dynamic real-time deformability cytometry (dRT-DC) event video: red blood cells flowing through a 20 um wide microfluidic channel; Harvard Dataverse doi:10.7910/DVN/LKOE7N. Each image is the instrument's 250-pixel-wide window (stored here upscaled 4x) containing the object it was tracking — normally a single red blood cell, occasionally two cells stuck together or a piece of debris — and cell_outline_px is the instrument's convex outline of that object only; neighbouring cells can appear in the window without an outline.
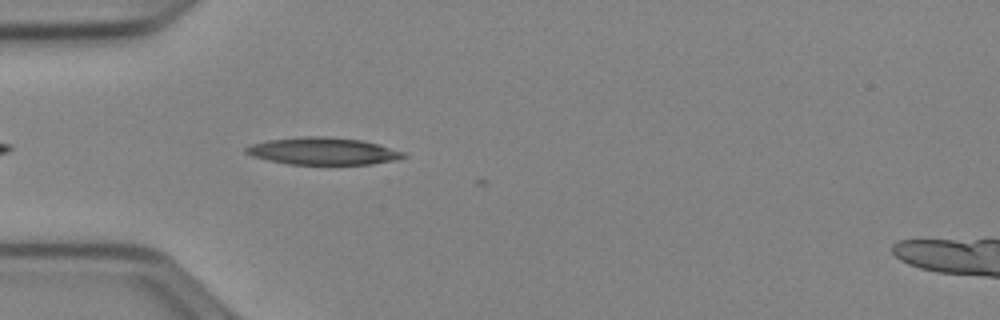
{"species": "Egyptian fruit bat (a non-hibernating species)", "species_latin": "Rousettus aegyptiacus", "temperature_condition": "cold", "stored_images_in_passage": 4, "camera_frame_rate_fps": 3000, "um_per_image_px": 0.085, "animal": {"sex": "female"}, "frame": {"image": 1, "passage_image": 2, "time_ms": 0.333, "image_size_px": [1000, 320], "cell_outline_px": [[408, 156], [396, 160], [372, 164], [288, 164], [268, 160], [252, 156], [244, 152], [244, 148], [252, 144], [268, 140], [304, 136], [324, 136], [360, 140], [376, 144], [404, 152]], "centroid_in_image_um": [27.43, 12.85], "position_along_channel_um": 57.6, "area_um2": 24.8}}